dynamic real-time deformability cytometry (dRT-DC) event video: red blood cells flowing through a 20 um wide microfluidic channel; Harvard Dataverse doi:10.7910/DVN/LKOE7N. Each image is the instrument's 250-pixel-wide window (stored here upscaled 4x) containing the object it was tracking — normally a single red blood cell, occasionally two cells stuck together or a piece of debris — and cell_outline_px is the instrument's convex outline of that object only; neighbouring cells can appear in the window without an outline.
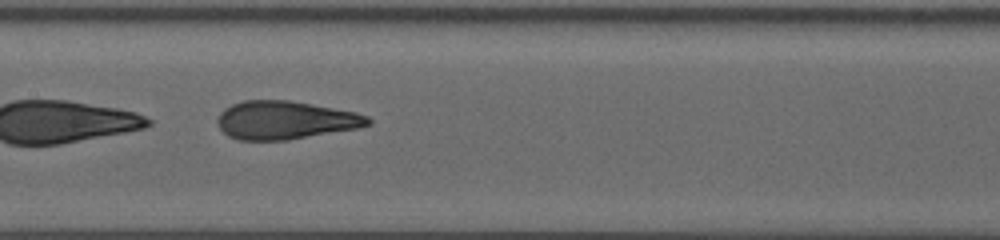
{"species": "human", "species_latin": "Homo sapiens", "temperature_condition": "warm", "stored_images_in_passage": 57, "segment_of_instrument_passage": [2, 2], "camera_frame_rate_fps": 3000, "um_per_image_px": 0.085, "donor": {"sex": "female"}, "frame": {"image": 1, "passage_image": 30, "time_ms": 11.667, "image_size_px": [1000, 240], "cell_outline_px": [[372, 124], [356, 128], [288, 140], [240, 140], [228, 136], [220, 128], [216, 120], [220, 112], [224, 108], [232, 104], [244, 100], [288, 100], [312, 104], [356, 112], [368, 116], [372, 120]], "centroid_in_image_um": [24.23, 10.21], "position_along_channel_um": 183.2, "area_um2": 33.52}}
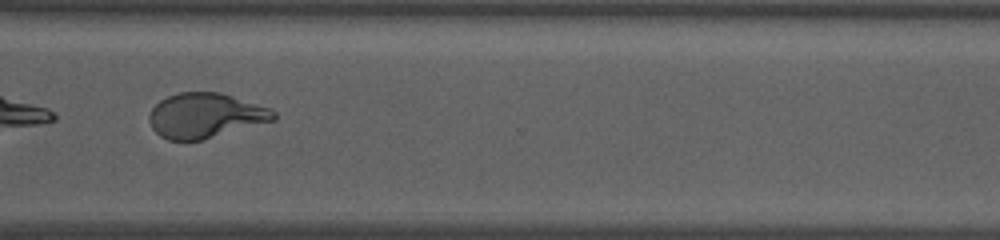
{"frame": {"image": 2, "passage_image": 45, "time_ms": 17.0, "image_size_px": [1000, 240], "cell_outline_px": [[276, 120], [200, 140], [168, 140], [160, 136], [152, 128], [148, 120], [148, 116], [152, 108], [160, 100], [168, 96], [180, 92], [220, 92], [268, 108], [276, 112]], "centroid_in_image_um": [17.42, 9.82], "position_along_channel_um": 353.2, "area_um2": 32.25}}